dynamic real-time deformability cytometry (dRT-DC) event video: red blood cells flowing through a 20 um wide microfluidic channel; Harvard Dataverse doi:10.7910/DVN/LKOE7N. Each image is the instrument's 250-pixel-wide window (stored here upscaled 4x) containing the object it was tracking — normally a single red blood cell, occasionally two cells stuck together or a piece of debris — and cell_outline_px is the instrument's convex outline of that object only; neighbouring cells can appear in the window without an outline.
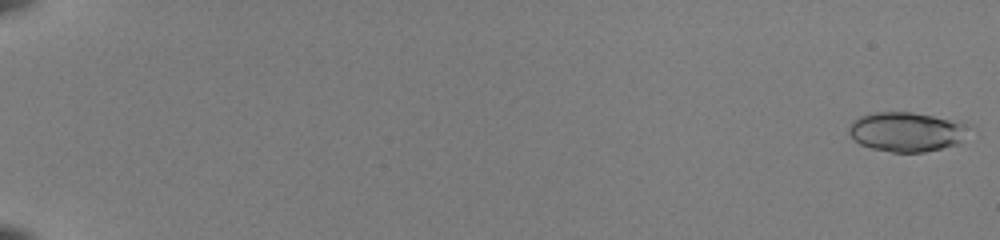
{"species": "common noctule bat (a hibernating species)", "species_latin": "Nyctalus noctula", "temperature_condition": "room temperature", "stored_images_in_passage": 10, "camera_frame_rate_fps": 3000, "um_per_image_px": 0.085, "animal": {"sex": "female", "body_mass_g": 22.0, "forearm_length_mm": 56.7}, "frame": {"image": 1, "passage_image": 1, "time_ms": 0.0, "image_size_px": [1000, 240], "cell_outline_px": [[964, 124], [960, 144], [924, 152], [892, 152], [872, 148], [860, 144], [848, 132], [848, 128], [852, 120], [860, 116], [872, 112], [912, 112], [960, 120]], "centroid_in_image_um": [77.0, 11.19], "position_along_channel_um": 8.0, "area_um2": 27.4}}